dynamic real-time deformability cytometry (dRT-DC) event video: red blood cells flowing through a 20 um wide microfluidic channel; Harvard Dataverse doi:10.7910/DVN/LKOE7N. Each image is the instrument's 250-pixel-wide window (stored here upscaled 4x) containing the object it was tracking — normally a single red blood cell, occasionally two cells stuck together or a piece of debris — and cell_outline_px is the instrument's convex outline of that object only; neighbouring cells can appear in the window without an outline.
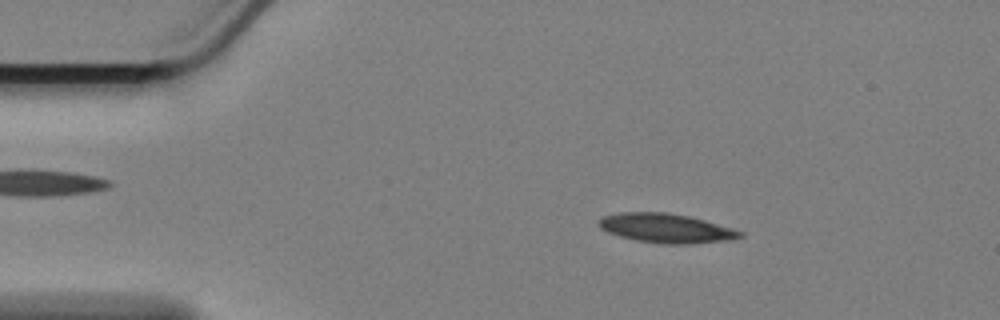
{"species": "Egyptian fruit bat (a non-hibernating species)", "species_latin": "Rousettus aegyptiacus", "temperature_condition": "cold", "stored_images_in_passage": 56, "camera_frame_rate_fps": 3000, "um_per_image_px": 0.085, "animal": {"sex": "female"}, "frame": {"image": 1, "passage_image": 8, "time_ms": 2.333, "image_size_px": [1000, 320], "cell_outline_px": [[744, 236], [728, 240], [688, 244], [664, 244], [636, 240], [620, 236], [608, 232], [600, 228], [600, 220], [604, 216], [620, 212], [668, 212], [688, 216], [704, 220], [732, 228], [744, 232]], "centroid_in_image_um": [56.64, 19.4], "position_along_channel_um": 28.4, "area_um2": 23.87}}
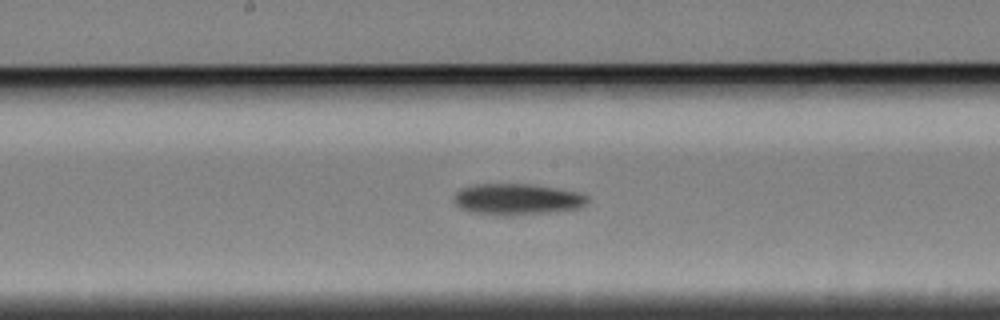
{"frame": {"image": 2, "passage_image": 28, "time_ms": 9.0, "image_size_px": [1000, 320], "cell_outline_px": [[588, 204], [580, 208], [560, 212], [508, 216], [504, 216], [468, 212], [460, 208], [456, 204], [456, 192], [460, 188], [472, 184], [532, 184], [580, 192], [588, 196]], "centroid_in_image_um": [44.01, 16.95], "position_along_channel_um": 204.2, "area_um2": 24.85}}
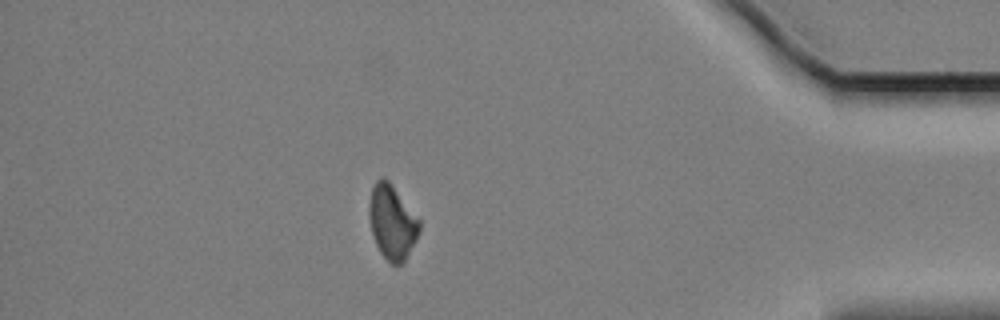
{"frame": {"image": 3, "passage_image": 49, "time_ms": 16.0, "image_size_px": [1000, 320], "cell_outline_px": [[420, 232], [416, 240], [404, 260], [400, 264], [392, 264], [380, 252], [376, 244], [372, 232], [368, 216], [368, 204], [372, 188], [376, 180], [380, 176], [384, 176], [388, 180], [420, 220]], "centroid_in_image_um": [33.31, 18.85], "position_along_channel_um": 401.9, "area_um2": 21.62}, "authors_computed_cell_mechanics": {"area_um2": 23.2934, "velocity_mm_per_s": 3.4035, "shape_relaxation_time_tau1_ms": 6.0721, "shape_relaxation_time_tau2_ms": null, "deformation_change_tau1": 0.1033, "deformation_change_tau2": null}}